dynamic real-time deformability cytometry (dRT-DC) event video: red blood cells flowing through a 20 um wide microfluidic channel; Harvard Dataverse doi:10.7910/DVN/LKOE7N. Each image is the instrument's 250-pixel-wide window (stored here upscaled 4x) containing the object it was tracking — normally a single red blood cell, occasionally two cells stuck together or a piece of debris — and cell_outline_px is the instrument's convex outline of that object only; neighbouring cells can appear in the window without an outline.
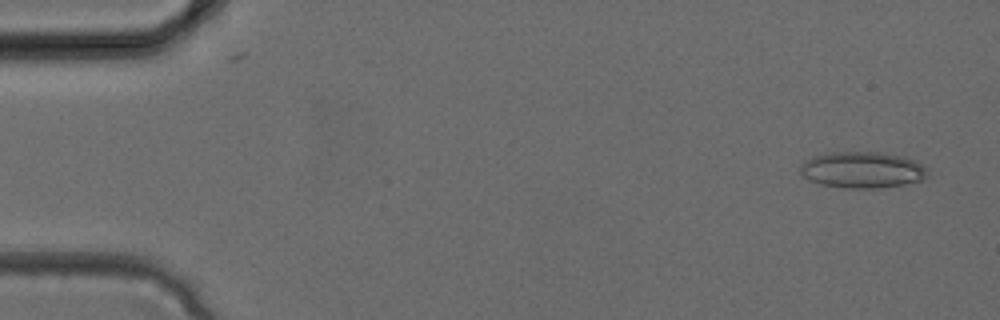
{"species": "common noctule bat (a hibernating species)", "species_latin": "Nyctalus noctula", "temperature_condition": "cold", "stored_images_in_passage": 34, "camera_frame_rate_fps": 3000, "um_per_image_px": 0.085, "animal": {"sex": "female", "body_mass_g": 24.6, "forearm_length_mm": 56.2}, "frame": {"image": 1, "passage_image": 2, "time_ms": 0.333, "image_size_px": [1000, 320], "cell_outline_px": [[928, 176], [924, 180], [904, 184], [876, 188], [844, 188], [820, 184], [804, 176], [800, 172], [800, 164], [812, 156], [828, 152], [876, 152], [904, 156], [928, 168]], "centroid_in_image_um": [73.31, 14.44], "position_along_channel_um": 11.7, "area_um2": 26.99}}
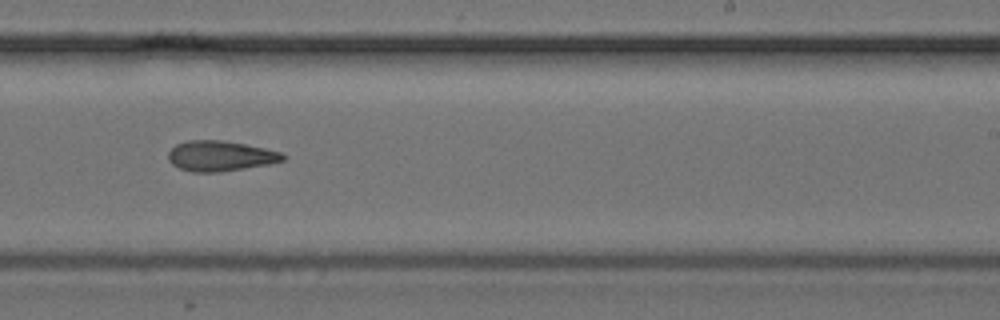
{"frame": {"image": 2, "passage_image": 21, "time_ms": 6.667, "image_size_px": [1000, 320], "cell_outline_px": [[288, 156], [284, 160], [268, 164], [220, 172], [192, 172], [180, 168], [172, 164], [168, 160], [168, 152], [176, 144], [188, 140], [220, 140], [244, 144], [264, 148], [280, 152]], "centroid_in_image_um": [18.71, 13.26], "position_along_channel_um": 270.3, "area_um2": 20.17}}
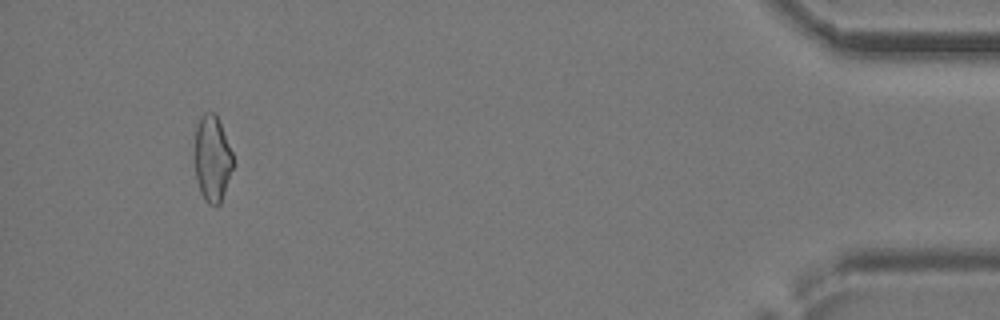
{"frame": {"image": 3, "passage_image": 32, "time_ms": 10.333, "image_size_px": [1000, 320], "cell_outline_px": [[236, 164], [220, 204], [216, 208], [208, 204], [204, 200], [200, 192], [196, 180], [192, 160], [192, 156], [196, 124], [200, 116], [204, 112], [216, 112], [232, 152]], "centroid_in_image_um": [18.02, 13.5], "position_along_channel_um": 417.2, "area_um2": 20.58}}